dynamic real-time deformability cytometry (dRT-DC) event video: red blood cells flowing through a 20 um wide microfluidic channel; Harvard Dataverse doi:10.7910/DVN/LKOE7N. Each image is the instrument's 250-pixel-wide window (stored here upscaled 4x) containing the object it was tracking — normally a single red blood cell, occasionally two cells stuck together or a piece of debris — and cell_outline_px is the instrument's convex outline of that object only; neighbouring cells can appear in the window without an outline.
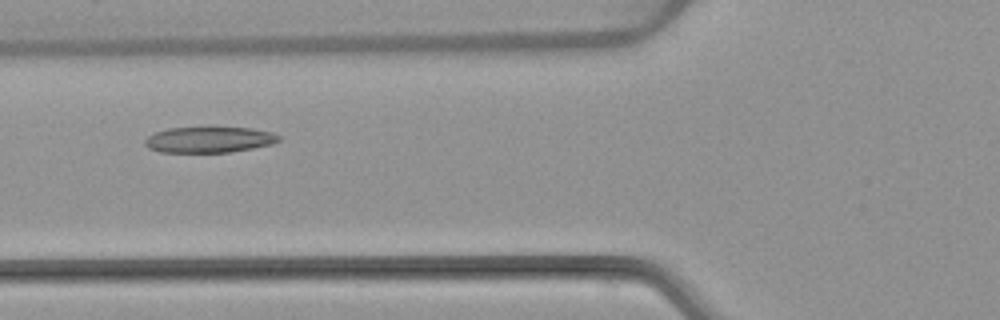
{"species": "common noctule bat (a hibernating species)", "species_latin": "Nyctalus noctula", "temperature_condition": "warm", "stored_images_in_passage": 7, "camera_frame_rate_fps": 3000, "um_per_image_px": 0.085, "animal": {"sex": "female", "body_mass_g": 22.7, "forearm_length_mm": 54.2}, "frame": {"image": 1, "passage_image": 5, "time_ms": 5.0, "image_size_px": [1000, 320], "cell_outline_px": [[280, 140], [272, 144], [252, 148], [228, 152], [160, 152], [148, 148], [144, 144], [144, 140], [148, 136], [156, 132], [168, 128], [212, 124], [252, 128], [272, 132], [280, 136]], "centroid_in_image_um": [17.78, 11.81], "position_along_channel_um": 108.0, "area_um2": 21.21}}
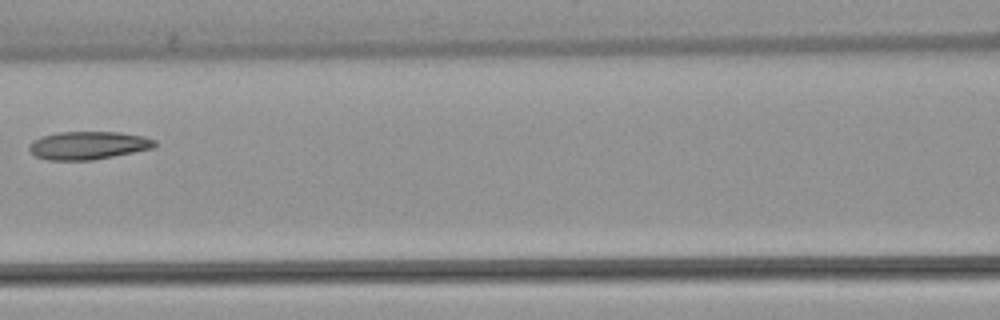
{"frame": {"image": 2, "passage_image": 6, "time_ms": 6.333, "image_size_px": [1000, 320], "cell_outline_px": [[156, 144], [152, 148], [92, 160], [48, 160], [36, 156], [28, 148], [32, 140], [56, 132], [120, 132], [144, 136], [156, 140]], "centroid_in_image_um": [7.48, 12.35], "position_along_channel_um": 159.1, "area_um2": 20.35}}
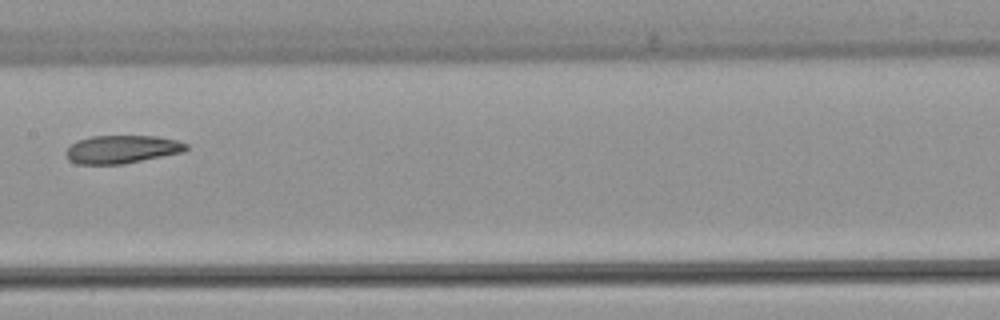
{"frame": {"image": 3, "passage_image": 7, "time_ms": 7.333, "image_size_px": [1000, 320], "cell_outline_px": [[188, 148], [184, 152], [124, 164], [76, 164], [68, 160], [68, 148], [72, 144], [80, 140], [92, 136], [156, 136], [176, 140], [188, 144]], "centroid_in_image_um": [10.41, 12.7], "position_along_channel_um": 197.0, "area_um2": 19.54}}